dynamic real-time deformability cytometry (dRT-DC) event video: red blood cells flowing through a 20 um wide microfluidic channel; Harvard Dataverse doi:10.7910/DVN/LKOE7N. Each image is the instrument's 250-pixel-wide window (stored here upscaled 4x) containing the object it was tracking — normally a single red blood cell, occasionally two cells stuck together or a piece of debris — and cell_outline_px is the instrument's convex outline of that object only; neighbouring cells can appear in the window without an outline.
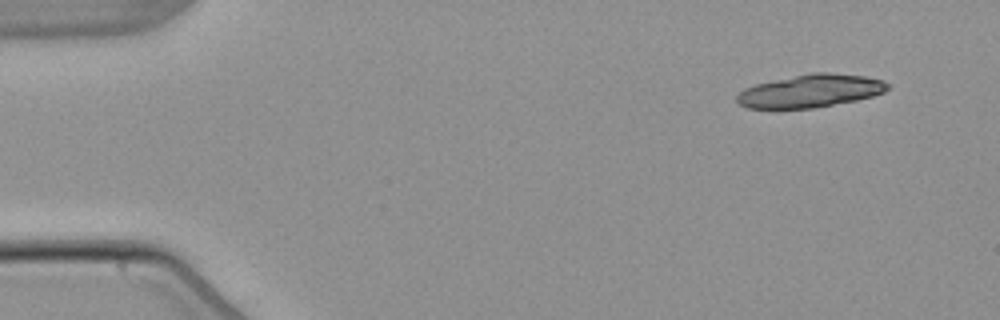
{"species": "common noctule bat (a hibernating species)", "species_latin": "Nyctalus noctula", "temperature_condition": "warm", "stored_images_in_passage": 4, "segment_of_instrument_passage": [2, 2], "camera_frame_rate_fps": 3000, "um_per_image_px": 0.085, "animal": {"sex": "male", "body_mass_g": 21.5, "forearm_length_mm": 52.0}, "frame": {"image": 1, "passage_image": 4, "time_ms": 4.667, "image_size_px": [1000, 320], "cell_outline_px": [[892, 88], [884, 92], [872, 96], [856, 100], [812, 108], [748, 108], [740, 104], [736, 100], [736, 96], [744, 88], [756, 84], [812, 72], [828, 72], [864, 76], [880, 80], [892, 84]], "centroid_in_image_um": [68.92, 7.72], "position_along_channel_um": 16.1, "area_um2": 28.73}}